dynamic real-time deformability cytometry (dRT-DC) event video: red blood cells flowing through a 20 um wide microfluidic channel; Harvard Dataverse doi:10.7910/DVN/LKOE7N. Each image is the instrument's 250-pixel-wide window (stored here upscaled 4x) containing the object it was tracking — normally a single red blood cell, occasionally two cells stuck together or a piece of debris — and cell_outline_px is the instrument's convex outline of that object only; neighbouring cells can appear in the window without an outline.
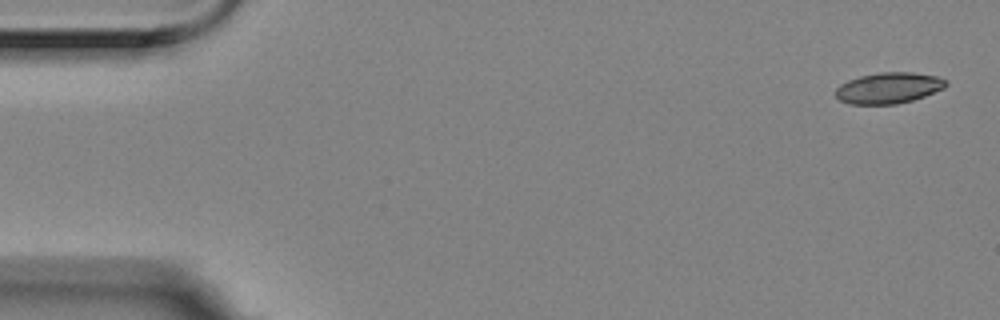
{"species": "Egyptian fruit bat (a non-hibernating species)", "species_latin": "Rousettus aegyptiacus", "temperature_condition": "room temperature", "stored_images_in_passage": 4, "camera_frame_rate_fps": 3000, "um_per_image_px": 0.085, "animal": {"sex": "female"}, "frame": {"image": 1, "passage_image": 1, "time_ms": 0.0, "image_size_px": [1000, 320], "cell_outline_px": [[948, 84], [944, 88], [924, 96], [912, 100], [896, 104], [848, 104], [840, 100], [836, 96], [836, 88], [840, 84], [848, 80], [860, 76], [880, 72], [912, 72], [936, 76], [948, 80]], "centroid_in_image_um": [75.54, 7.47], "position_along_channel_um": 9.5, "area_um2": 19.94}}